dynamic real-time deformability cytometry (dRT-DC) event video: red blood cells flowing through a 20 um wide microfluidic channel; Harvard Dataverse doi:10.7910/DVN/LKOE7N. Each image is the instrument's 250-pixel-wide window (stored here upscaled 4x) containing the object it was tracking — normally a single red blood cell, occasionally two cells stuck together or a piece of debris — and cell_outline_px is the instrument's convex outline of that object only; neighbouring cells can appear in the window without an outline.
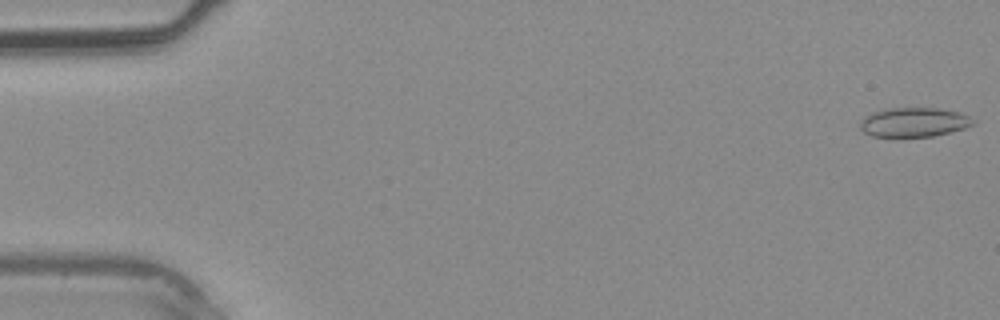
{"species": "common noctule bat (a hibernating species)", "species_latin": "Nyctalus noctula", "temperature_condition": "warm", "stored_images_in_passage": 40, "camera_frame_rate_fps": 3000, "um_per_image_px": 0.085, "animal": {"sex": "male", "body_mass_g": 20.4}, "frame": {"image": 1, "passage_image": 1, "time_ms": 0.0, "image_size_px": [1000, 320], "cell_outline_px": [[976, 124], [964, 128], [932, 136], [872, 136], [864, 132], [860, 128], [860, 120], [864, 116], [872, 112], [884, 108], [936, 108], [960, 112], [976, 120]], "centroid_in_image_um": [77.67, 10.37], "position_along_channel_um": 7.3, "area_um2": 19.31}}
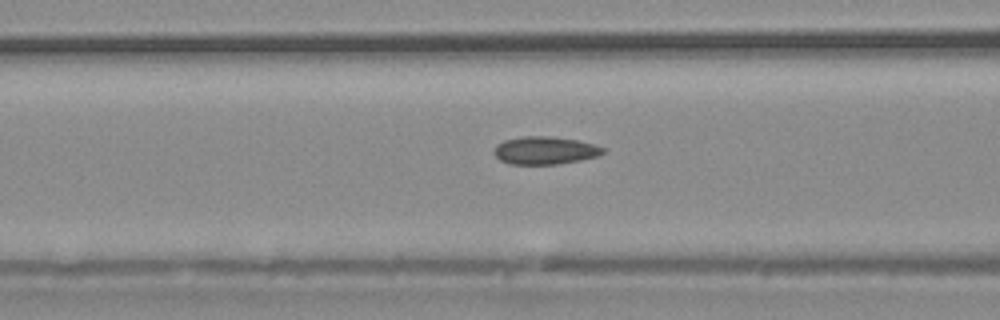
{"frame": {"image": 2, "passage_image": 16, "time_ms": 5.0, "image_size_px": [1000, 320], "cell_outline_px": [[604, 152], [596, 156], [580, 160], [556, 164], [508, 164], [500, 160], [492, 152], [496, 144], [504, 140], [524, 136], [552, 136], [576, 140], [596, 144], [604, 148]], "centroid_in_image_um": [46.28, 12.78], "position_along_channel_um": 120.3, "area_um2": 17.69}}
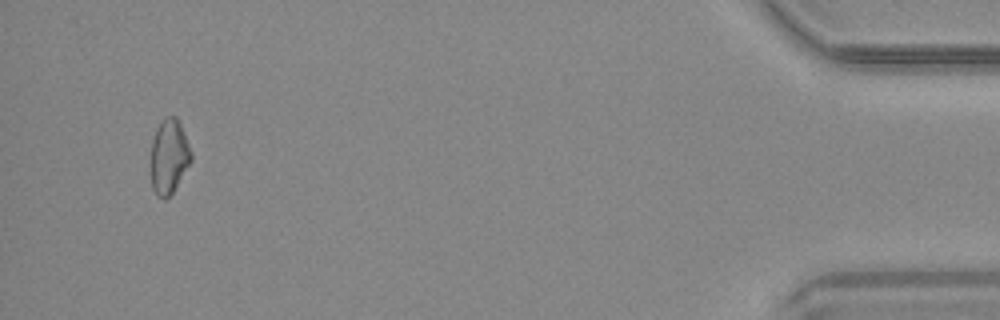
{"frame": {"image": 3, "passage_image": 38, "time_ms": 12.333, "image_size_px": [1000, 320], "cell_outline_px": [[192, 160], [172, 192], [164, 200], [152, 188], [148, 164], [152, 140], [156, 128], [160, 120], [168, 116], [176, 116], [184, 132], [192, 152]], "centroid_in_image_um": [14.32, 13.28], "position_along_channel_um": 420.9, "area_um2": 17.92}}